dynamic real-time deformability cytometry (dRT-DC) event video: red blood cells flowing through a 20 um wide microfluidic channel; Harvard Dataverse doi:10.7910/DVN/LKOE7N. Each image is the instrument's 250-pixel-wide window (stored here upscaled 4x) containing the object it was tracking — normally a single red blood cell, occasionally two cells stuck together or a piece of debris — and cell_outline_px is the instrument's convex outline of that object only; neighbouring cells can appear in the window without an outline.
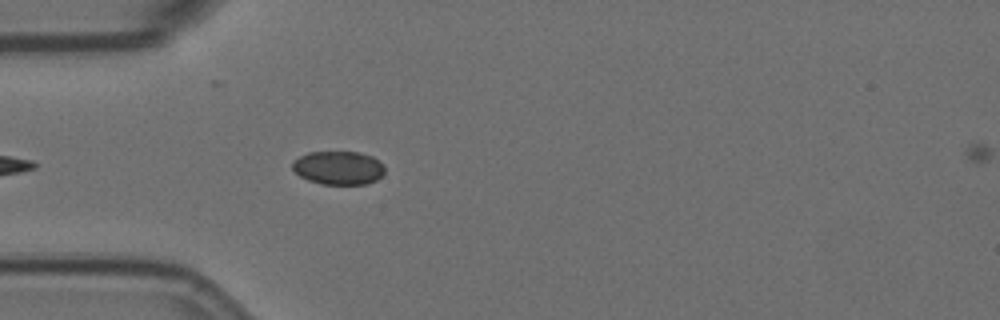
{"species": "Egyptian fruit bat (a non-hibernating species)", "species_latin": "Rousettus aegyptiacus", "temperature_condition": "room temperature", "stored_images_in_passage": 30, "camera_frame_rate_fps": 3000, "um_per_image_px": 0.085, "animal": {"sex": "female"}, "frame": {"image": 1, "passage_image": 5, "time_ms": 1.333, "image_size_px": [1000, 320], "cell_outline_px": [[384, 172], [376, 180], [368, 184], [320, 184], [308, 180], [300, 176], [292, 168], [292, 160], [308, 152], [360, 152], [372, 156], [384, 164]], "centroid_in_image_um": [28.76, 14.26], "position_along_channel_um": 56.2, "area_um2": 18.15}}